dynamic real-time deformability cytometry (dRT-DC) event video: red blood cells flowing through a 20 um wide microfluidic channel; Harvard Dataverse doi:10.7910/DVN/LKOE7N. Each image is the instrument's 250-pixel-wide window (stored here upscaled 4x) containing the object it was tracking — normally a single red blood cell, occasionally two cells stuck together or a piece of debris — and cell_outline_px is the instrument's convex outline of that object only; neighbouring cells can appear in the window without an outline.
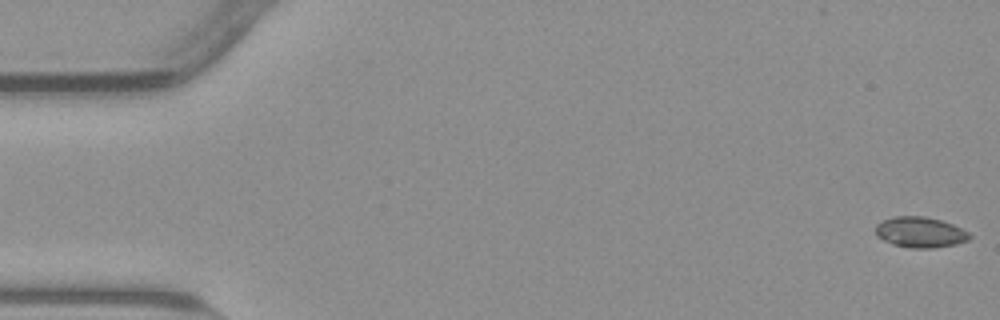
{"species": "common noctule bat (a hibernating species)", "species_latin": "Nyctalus noctula", "temperature_condition": "warm", "stored_images_in_passage": 54, "camera_frame_rate_fps": 3000, "um_per_image_px": 0.085, "animal": {"sex": "male", "body_mass_g": 23.1, "forearm_length_mm": 52.7}, "frame": {"image": 1, "passage_image": 1, "time_ms": 0.0, "image_size_px": [1000, 320], "cell_outline_px": [[972, 236], [968, 240], [956, 244], [932, 248], [912, 248], [892, 244], [876, 236], [876, 224], [892, 216], [924, 216], [940, 220], [952, 224], [968, 232]], "centroid_in_image_um": [78.2, 19.74], "position_along_channel_um": 6.8, "area_um2": 16.7}}
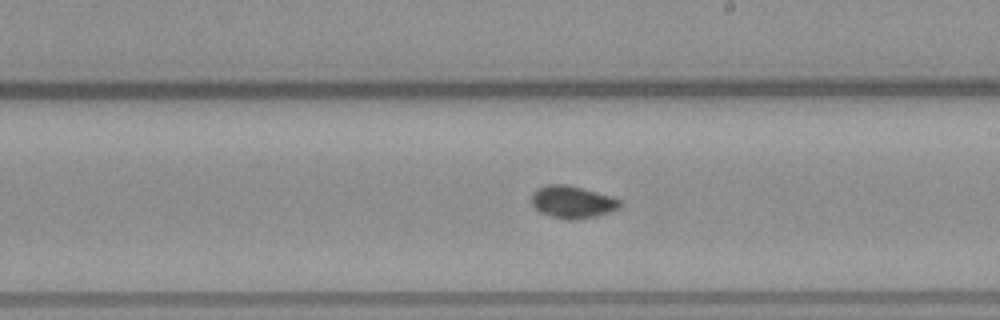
{"frame": {"image": 2, "passage_image": 31, "time_ms": 10.0, "image_size_px": [1000, 320], "cell_outline_px": [[624, 204], [620, 208], [596, 216], [576, 220], [564, 220], [540, 212], [532, 204], [532, 192], [536, 188], [548, 184], [568, 184], [596, 192], [620, 200]], "centroid_in_image_um": [48.64, 17.17], "position_along_channel_um": 240.4, "area_um2": 16.7}}
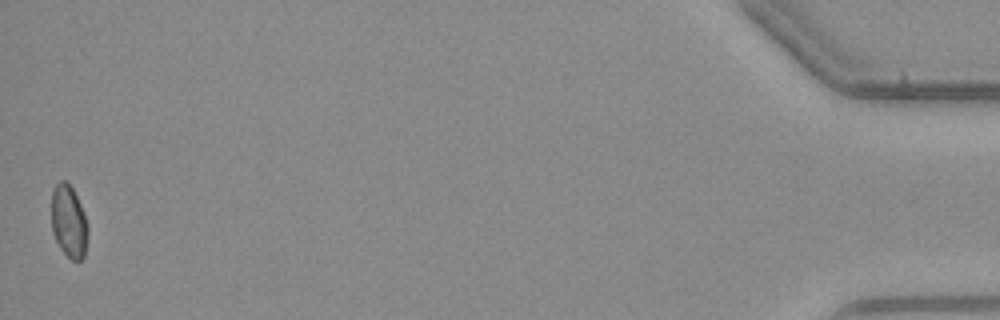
{"frame": {"image": 3, "passage_image": 54, "time_ms": 17.667, "image_size_px": [1000, 320], "cell_outline_px": [[88, 236], [84, 256], [80, 260], [72, 260], [60, 248], [52, 232], [52, 188], [60, 180], [64, 180], [72, 188], [84, 212], [88, 224]], "centroid_in_image_um": [5.85, 18.82], "position_along_channel_um": 429.3, "area_um2": 15.37}}